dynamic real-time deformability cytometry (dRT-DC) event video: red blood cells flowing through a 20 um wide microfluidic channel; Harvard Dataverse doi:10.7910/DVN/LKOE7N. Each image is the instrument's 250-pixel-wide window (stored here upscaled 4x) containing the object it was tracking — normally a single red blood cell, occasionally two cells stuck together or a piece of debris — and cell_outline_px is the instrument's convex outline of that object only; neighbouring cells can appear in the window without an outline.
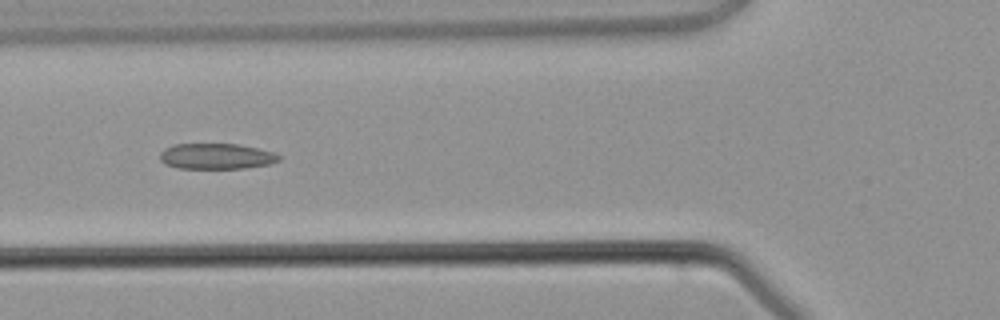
{"species": "common noctule bat (a hibernating species)", "species_latin": "Nyctalus noctula", "temperature_condition": "warm", "stored_images_in_passage": 4, "camera_frame_rate_fps": 3000, "um_per_image_px": 0.085, "animal": {"sex": "male", "body_mass_g": 21.5, "forearm_length_mm": 52.0}, "frame": {"image": 1, "passage_image": 4, "time_ms": 3.667, "image_size_px": [1000, 320], "cell_outline_px": [[280, 160], [268, 164], [244, 168], [176, 168], [164, 164], [160, 160], [160, 152], [164, 148], [172, 144], [236, 144], [256, 148], [272, 152], [280, 156]], "centroid_in_image_um": [18.32, 13.28], "position_along_channel_um": 107.5, "area_um2": 17.74}}